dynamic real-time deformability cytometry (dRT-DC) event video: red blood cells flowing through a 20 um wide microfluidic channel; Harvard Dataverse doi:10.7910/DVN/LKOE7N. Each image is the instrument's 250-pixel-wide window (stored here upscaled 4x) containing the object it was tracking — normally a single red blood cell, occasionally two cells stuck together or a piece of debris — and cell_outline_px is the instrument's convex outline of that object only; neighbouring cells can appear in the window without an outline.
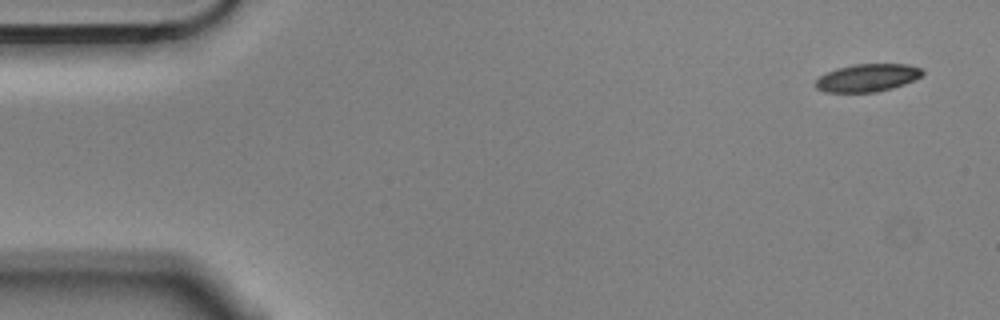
{"species": "Egyptian fruit bat (a non-hibernating species)", "species_latin": "Rousettus aegyptiacus", "temperature_condition": "cold", "stored_images_in_passage": 3, "camera_frame_rate_fps": 3000, "um_per_image_px": 0.085, "animal": {"sex": "male"}, "frame": {"image": 1, "passage_image": 1, "time_ms": 0.0, "image_size_px": [1000, 320], "cell_outline_px": [[924, 72], [920, 76], [904, 84], [892, 88], [876, 92], [824, 92], [816, 88], [816, 80], [820, 76], [836, 68], [856, 64], [908, 64], [920, 68]], "centroid_in_image_um": [73.71, 6.61], "position_along_channel_um": 11.3, "area_um2": 17.11}}